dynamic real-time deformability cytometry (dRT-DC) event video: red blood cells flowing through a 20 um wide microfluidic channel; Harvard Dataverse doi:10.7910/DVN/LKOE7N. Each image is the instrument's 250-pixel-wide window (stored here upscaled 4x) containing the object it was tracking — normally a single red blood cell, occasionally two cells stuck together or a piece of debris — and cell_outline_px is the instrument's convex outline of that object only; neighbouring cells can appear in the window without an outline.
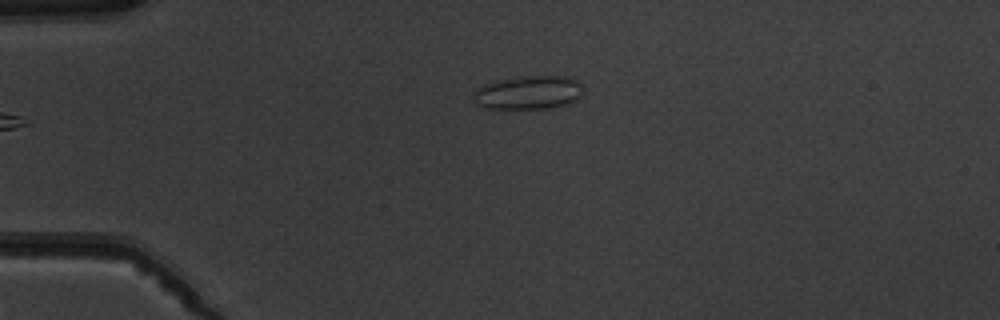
{"species": "common noctule bat (a hibernating species)", "species_latin": "Nyctalus noctula", "temperature_condition": "warm", "stored_images_in_passage": 6, "camera_frame_rate_fps": 3000, "um_per_image_px": 0.085, "animal": {"sex": "male", "body_mass_g": 19.5, "forearm_length_mm": 54.6}, "frame": {"image": 1, "passage_image": 6, "time_ms": 6.0, "image_size_px": [1000, 320], "cell_outline_px": [[580, 96], [576, 100], [564, 104], [548, 108], [484, 108], [476, 104], [472, 96], [472, 92], [476, 88], [484, 84], [496, 80], [528, 76], [568, 76], [576, 80], [580, 84]], "centroid_in_image_um": [44.84, 7.86], "position_along_channel_um": 40.2, "area_um2": 21.33}}